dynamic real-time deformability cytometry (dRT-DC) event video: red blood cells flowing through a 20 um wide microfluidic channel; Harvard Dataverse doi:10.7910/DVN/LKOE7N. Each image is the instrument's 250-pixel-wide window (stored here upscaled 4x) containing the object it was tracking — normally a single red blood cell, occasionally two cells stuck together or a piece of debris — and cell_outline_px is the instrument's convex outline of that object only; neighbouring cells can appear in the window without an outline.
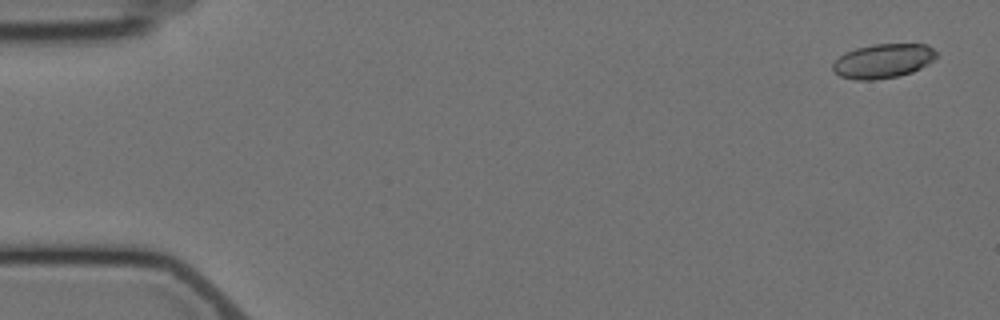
{"species": "Egyptian fruit bat (a non-hibernating species)", "species_latin": "Rousettus aegyptiacus", "temperature_condition": "cold", "stored_images_in_passage": 7, "camera_frame_rate_fps": 3000, "um_per_image_px": 0.085, "animal": {"sex": "female"}, "frame": {"image": 1, "passage_image": 1, "time_ms": 0.0, "image_size_px": [1000, 320], "cell_outline_px": [[936, 56], [928, 64], [912, 72], [896, 76], [876, 80], [856, 80], [840, 76], [832, 72], [832, 64], [844, 52], [856, 48], [872, 44], [928, 44], [936, 52]], "centroid_in_image_um": [75.02, 5.18], "position_along_channel_um": 10.0, "area_um2": 20.75}}
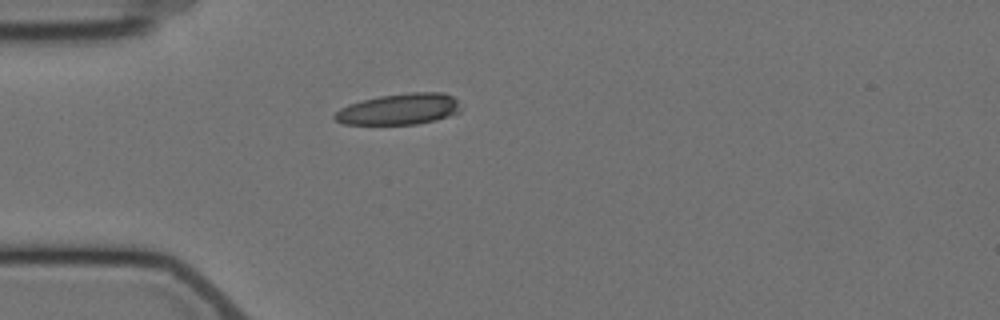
{"frame": {"image": 2, "passage_image": 5, "time_ms": 4.667, "image_size_px": [1000, 320], "cell_outline_px": [[460, 112], [436, 120], [416, 124], [344, 124], [336, 120], [332, 116], [340, 108], [348, 104], [380, 96], [412, 92], [444, 92], [452, 96], [456, 100], [460, 108]], "centroid_in_image_um": [33.94, 9.27], "position_along_channel_um": 51.1, "area_um2": 22.72}}